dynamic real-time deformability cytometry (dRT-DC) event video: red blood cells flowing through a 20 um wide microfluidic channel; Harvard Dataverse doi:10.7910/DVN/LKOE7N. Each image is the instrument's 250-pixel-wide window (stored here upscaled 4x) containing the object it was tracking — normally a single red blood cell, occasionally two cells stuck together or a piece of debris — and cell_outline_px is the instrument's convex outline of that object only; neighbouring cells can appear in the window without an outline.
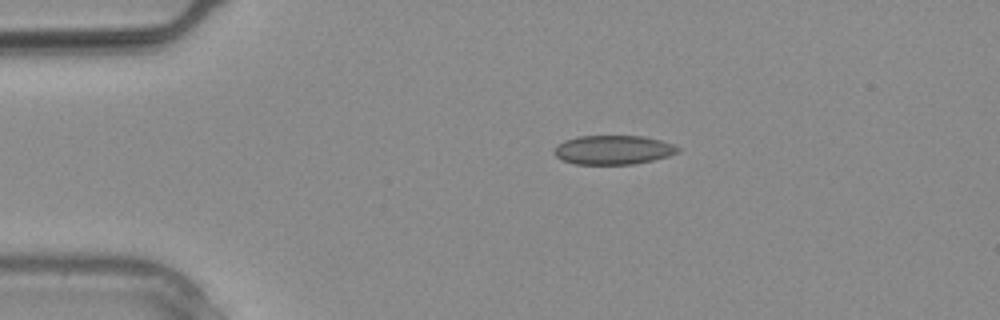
{"species": "common noctule bat (a hibernating species)", "species_latin": "Nyctalus noctula", "temperature_condition": "warm", "stored_images_in_passage": 3, "camera_frame_rate_fps": 3000, "um_per_image_px": 0.085, "animal": {"sex": "male", "body_mass_g": 20.4}, "frame": {"image": 1, "passage_image": 2, "time_ms": 0.333, "image_size_px": [1000, 320], "cell_outline_px": [[680, 152], [668, 156], [652, 160], [632, 164], [576, 164], [564, 160], [556, 156], [556, 144], [564, 140], [576, 136], [644, 136], [660, 140], [672, 144], [680, 148]], "centroid_in_image_um": [52.14, 12.73], "position_along_channel_um": 32.9, "area_um2": 20.87}}